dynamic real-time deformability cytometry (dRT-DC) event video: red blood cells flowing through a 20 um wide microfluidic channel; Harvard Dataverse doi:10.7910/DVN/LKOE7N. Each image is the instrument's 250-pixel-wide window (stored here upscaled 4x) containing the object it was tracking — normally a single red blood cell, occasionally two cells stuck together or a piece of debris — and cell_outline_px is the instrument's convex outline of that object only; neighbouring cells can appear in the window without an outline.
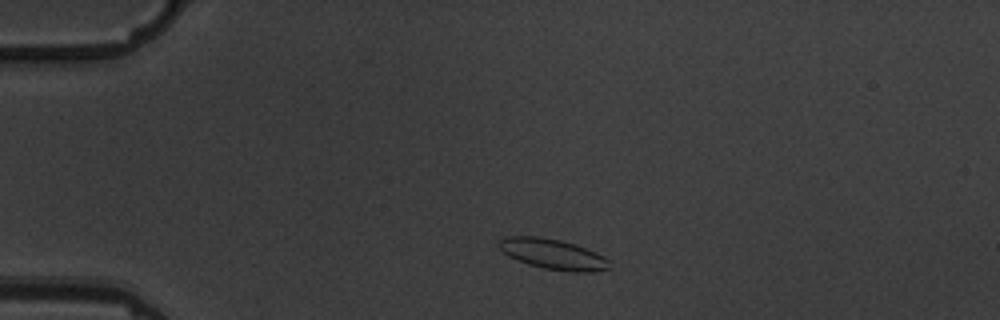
{"species": "common noctule bat (a hibernating species)", "species_latin": "Nyctalus noctula", "temperature_condition": "warm", "stored_images_in_passage": 5, "camera_frame_rate_fps": 3000, "um_per_image_px": 0.085, "animal": {"sex": "male", "body_mass_g": 19.5, "forearm_length_mm": 54.6}, "frame": {"image": 1, "passage_image": 2, "time_ms": 1.333, "image_size_px": [1000, 320], "cell_outline_px": [[612, 268], [592, 272], [572, 272], [544, 268], [528, 264], [508, 256], [496, 244], [504, 236], [536, 236], [560, 240], [596, 252], [612, 260]], "centroid_in_image_um": [47.04, 21.61], "position_along_channel_um": 38.0, "area_um2": 19.65}}
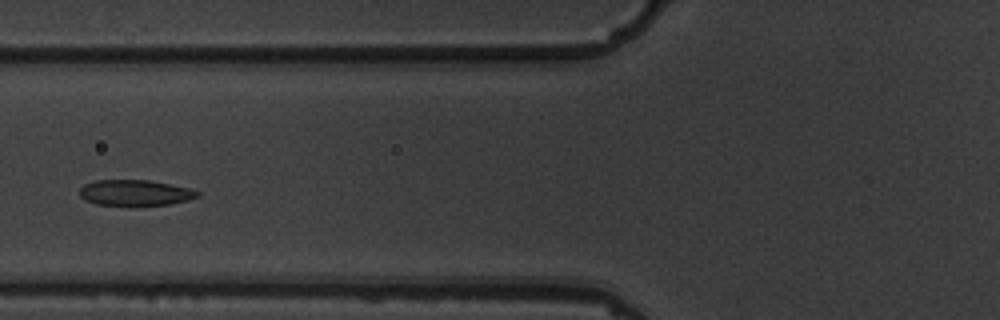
{"frame": {"image": 2, "passage_image": 5, "time_ms": 4.667, "image_size_px": [1000, 320], "cell_outline_px": [[200, 196], [188, 200], [168, 204], [136, 208], [132, 208], [96, 204], [84, 200], [80, 196], [80, 188], [84, 184], [96, 180], [148, 180], [192, 188], [200, 192]], "centroid_in_image_um": [11.49, 16.42], "position_along_channel_um": 114.3, "area_um2": 18.55}}